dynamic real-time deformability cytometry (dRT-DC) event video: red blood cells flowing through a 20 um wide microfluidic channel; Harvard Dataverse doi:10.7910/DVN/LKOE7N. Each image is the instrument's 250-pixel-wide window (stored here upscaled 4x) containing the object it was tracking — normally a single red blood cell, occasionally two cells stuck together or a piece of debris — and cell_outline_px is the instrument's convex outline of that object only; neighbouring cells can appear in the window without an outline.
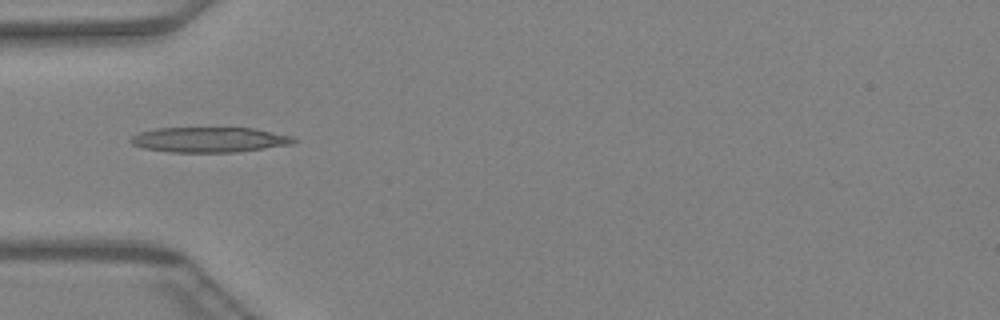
{"species": "Egyptian fruit bat (a non-hibernating species)", "species_latin": "Rousettus aegyptiacus", "temperature_condition": "warm", "stored_images_in_passage": 32, "camera_frame_rate_fps": 3000, "um_per_image_px": 0.085, "animal": {"sex": "female"}, "frame": {"image": 1, "passage_image": 1, "time_ms": 0.0, "image_size_px": [1000, 320], "cell_outline_px": [[296, 140], [292, 144], [236, 152], [172, 152], [144, 148], [132, 144], [128, 140], [132, 136], [140, 132], [156, 128], [252, 128], [292, 136]], "centroid_in_image_um": [17.76, 11.87], "position_along_channel_um": 67.2, "area_um2": 23.7}}
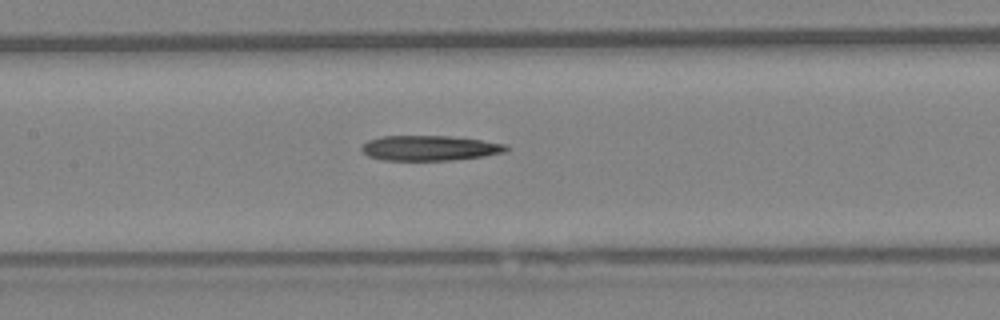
{"frame": {"image": 2, "passage_image": 8, "time_ms": 2.333, "image_size_px": [1000, 320], "cell_outline_px": [[508, 148], [504, 152], [484, 156], [452, 160], [384, 160], [368, 156], [360, 148], [368, 140], [380, 136], [448, 136], [480, 140], [504, 144]], "centroid_in_image_um": [36.48, 12.58], "position_along_channel_um": 170.9, "area_um2": 20.92}}
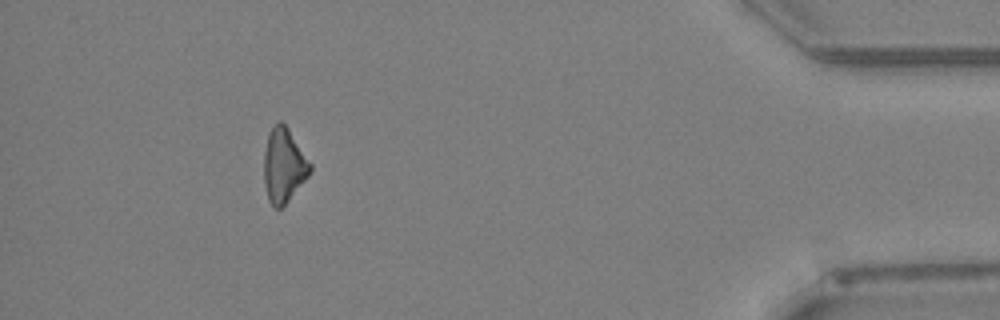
{"frame": {"image": 3, "passage_image": 28, "time_ms": 9.0, "image_size_px": [1000, 320], "cell_outline_px": [[312, 168], [308, 176], [288, 200], [280, 208], [272, 208], [268, 200], [264, 184], [264, 152], [268, 132], [280, 120], [288, 128], [312, 164]], "centroid_in_image_um": [24.1, 14.06], "position_along_channel_um": 411.1, "area_um2": 19.88}}